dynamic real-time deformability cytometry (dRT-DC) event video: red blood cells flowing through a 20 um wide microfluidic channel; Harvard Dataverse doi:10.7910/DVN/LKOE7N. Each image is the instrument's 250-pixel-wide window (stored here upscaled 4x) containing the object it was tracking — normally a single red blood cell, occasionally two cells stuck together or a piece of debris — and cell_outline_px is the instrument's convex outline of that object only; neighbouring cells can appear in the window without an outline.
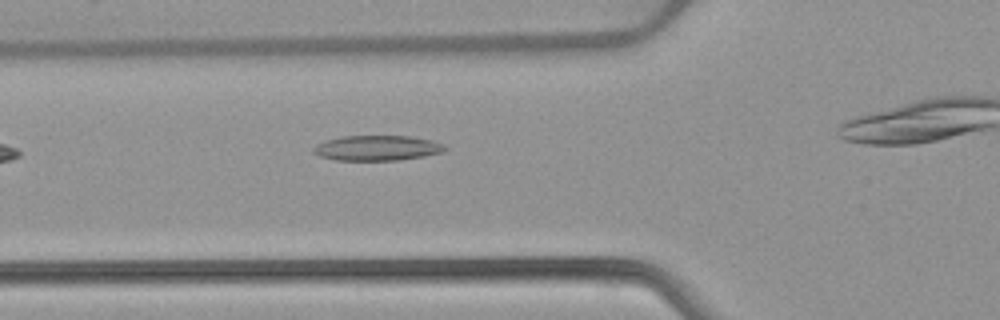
{"species": "common noctule bat (a hibernating species)", "species_latin": "Nyctalus noctula", "temperature_condition": "warm", "stored_images_in_passage": 28, "camera_frame_rate_fps": 3000, "um_per_image_px": 0.085, "animal": {"sex": "female", "body_mass_g": 22.7, "forearm_length_mm": 54.2}, "frame": {"image": 1, "passage_image": 6, "time_ms": 1.667, "image_size_px": [1000, 320], "cell_outline_px": [[448, 148], [440, 152], [424, 156], [400, 160], [336, 160], [320, 156], [312, 152], [312, 148], [316, 144], [324, 140], [340, 136], [412, 136], [432, 140], [444, 144]], "centroid_in_image_um": [32.03, 12.57], "position_along_channel_um": 93.8, "area_um2": 19.42}}
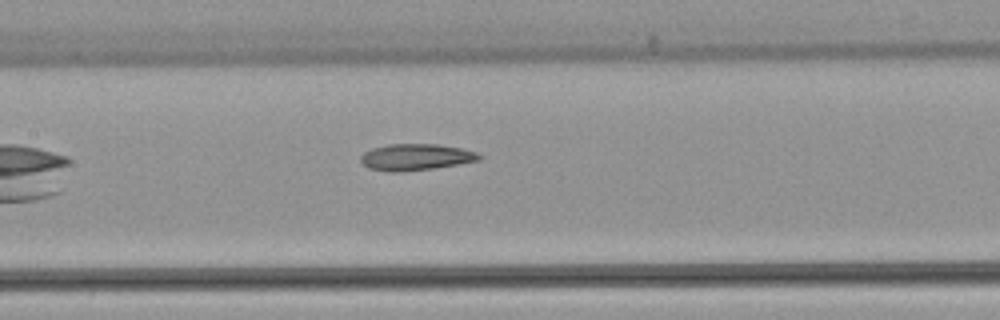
{"frame": {"image": 2, "passage_image": 12, "time_ms": 3.667, "image_size_px": [1000, 320], "cell_outline_px": [[484, 156], [480, 160], [432, 168], [400, 172], [388, 172], [368, 168], [360, 160], [360, 156], [364, 152], [372, 148], [388, 144], [436, 144], [460, 148], [476, 152]], "centroid_in_image_um": [35.32, 13.35], "position_along_channel_um": 172.1, "area_um2": 18.21}}
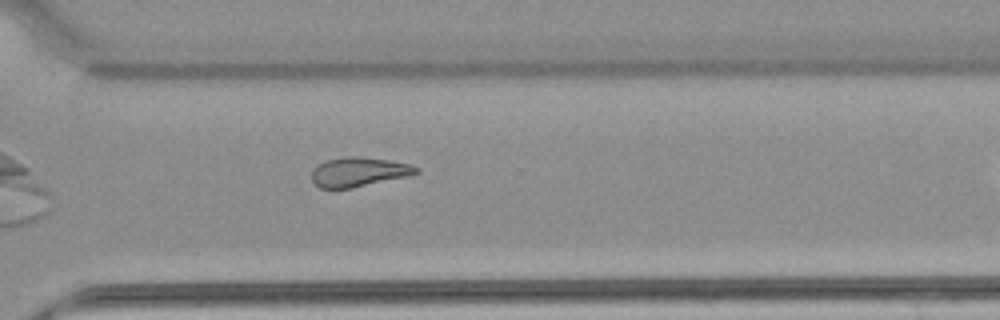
{"frame": {"image": 3, "passage_image": 25, "time_ms": 8.0, "image_size_px": [1000, 320], "cell_outline_px": [[420, 172], [408, 176], [352, 188], [320, 188], [312, 180], [312, 168], [324, 160], [344, 156], [356, 156], [388, 160], [408, 164], [420, 168]], "centroid_in_image_um": [30.47, 14.6], "position_along_channel_um": 340.1, "area_um2": 17.92}, "authors_computed_cell_mechanics": {"area_um2": 18.0914, "velocity_mm_per_s": 3.8862, "shape_relaxation_time_tau1_ms": null, "shape_relaxation_time_tau2_ms": 3.9657, "deformation_change_tau1": null, "deformation_change_tau2": 0.132}}